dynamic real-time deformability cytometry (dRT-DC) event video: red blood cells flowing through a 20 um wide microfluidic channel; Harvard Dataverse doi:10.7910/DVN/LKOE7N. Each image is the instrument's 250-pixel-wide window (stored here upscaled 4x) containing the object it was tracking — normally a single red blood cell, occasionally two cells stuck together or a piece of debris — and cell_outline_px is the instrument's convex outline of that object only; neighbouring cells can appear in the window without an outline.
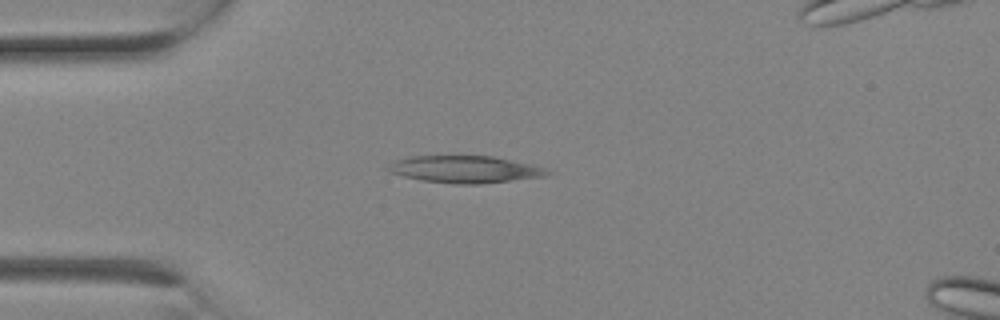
{"species": "Egyptian fruit bat (a non-hibernating species)", "species_latin": "Rousettus aegyptiacus", "temperature_condition": "room temperature", "stored_images_in_passage": 3, "camera_frame_rate_fps": 3000, "um_per_image_px": 0.085, "animal": {"sex": "female"}, "frame": {"image": 1, "passage_image": 2, "time_ms": 0.333, "image_size_px": [1000, 320], "cell_outline_px": [[552, 172], [548, 176], [480, 184], [456, 184], [424, 180], [404, 176], [388, 172], [384, 168], [388, 164], [396, 160], [408, 156], [496, 156], [548, 168]], "centroid_in_image_um": [39.55, 14.39], "position_along_channel_um": 45.4, "area_um2": 25.37}}